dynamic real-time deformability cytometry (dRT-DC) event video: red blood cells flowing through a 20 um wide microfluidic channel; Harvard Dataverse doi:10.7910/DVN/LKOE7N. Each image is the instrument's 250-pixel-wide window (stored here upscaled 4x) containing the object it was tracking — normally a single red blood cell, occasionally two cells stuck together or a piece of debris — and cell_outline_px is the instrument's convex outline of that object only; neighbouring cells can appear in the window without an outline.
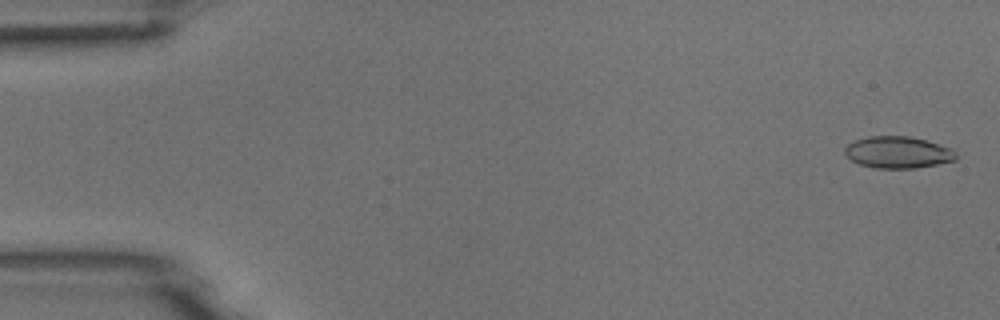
{"species": "common noctule bat (a hibernating species)", "species_latin": "Nyctalus noctula", "temperature_condition": "room temperature", "stored_images_in_passage": 5, "camera_frame_rate_fps": 3000, "um_per_image_px": 0.085, "animal": {"sex": "male", "body_mass_g": 18.8}, "frame": {"image": 1, "passage_image": 1, "time_ms": 0.0, "image_size_px": [1000, 320], "cell_outline_px": [[956, 160], [916, 168], [872, 168], [860, 164], [852, 160], [844, 152], [844, 148], [852, 140], [868, 136], [908, 136], [924, 140], [952, 148], [956, 152]], "centroid_in_image_um": [76.3, 12.94], "position_along_channel_um": 8.7, "area_um2": 20.58}}
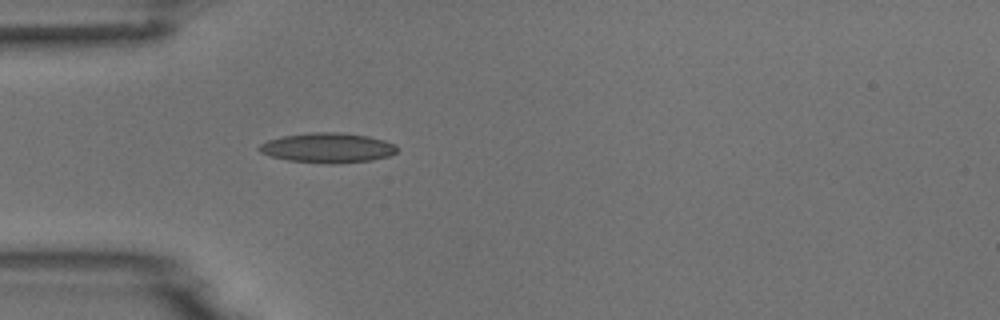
{"frame": {"image": 2, "passage_image": 5, "time_ms": 4.667, "image_size_px": [1000, 320], "cell_outline_px": [[396, 152], [388, 156], [372, 160], [336, 164], [328, 164], [288, 160], [272, 156], [260, 152], [256, 148], [260, 144], [268, 140], [280, 136], [312, 132], [340, 132], [368, 136], [384, 140], [396, 144]], "centroid_in_image_um": [27.84, 12.56], "position_along_channel_um": 57.2, "area_um2": 24.1}}